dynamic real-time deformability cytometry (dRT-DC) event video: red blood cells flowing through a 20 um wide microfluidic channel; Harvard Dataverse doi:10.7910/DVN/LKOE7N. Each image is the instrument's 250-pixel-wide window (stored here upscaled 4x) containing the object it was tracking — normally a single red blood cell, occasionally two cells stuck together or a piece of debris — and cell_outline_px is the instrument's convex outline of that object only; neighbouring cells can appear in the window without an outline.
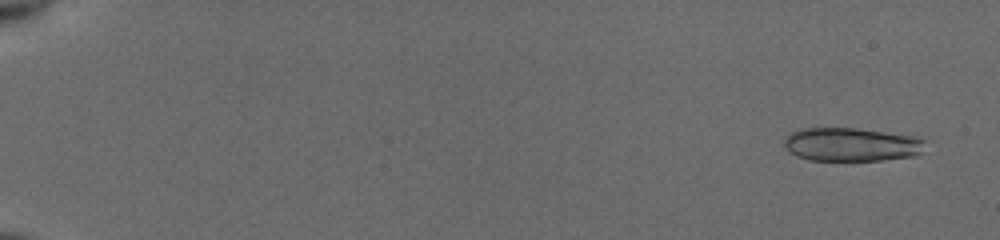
{"species": "common noctule bat (a hibernating species)", "species_latin": "Nyctalus noctula", "temperature_condition": "cold", "stored_images_in_passage": 55, "segment_of_instrument_passage": [1, 2], "camera_frame_rate_fps": 3000, "um_per_image_px": 0.085, "animal": {"sex": "female", "body_mass_g": 19.5, "forearm_length_mm": 54.1}, "frame": {"image": 1, "passage_image": 3, "time_ms": 0.667, "image_size_px": [1000, 240], "cell_outline_px": [[928, 136], [920, 152], [916, 156], [880, 160], [808, 160], [796, 156], [784, 144], [784, 140], [792, 132], [804, 128], [856, 128]], "centroid_in_image_um": [72.49, 12.26], "position_along_channel_um": 12.5, "area_um2": 27.92}}
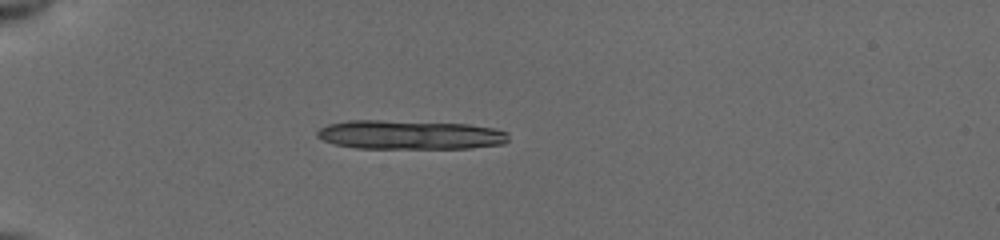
{"frame": {"image": 2, "passage_image": 17, "time_ms": 5.333, "image_size_px": [1000, 240], "cell_outline_px": [[508, 140], [504, 144], [468, 148], [356, 148], [332, 144], [316, 136], [316, 132], [320, 128], [328, 124], [348, 120], [380, 120], [468, 124], [492, 128], [508, 132]], "centroid_in_image_um": [34.81, 11.46], "position_along_channel_um": 50.2, "area_um2": 32.48}}